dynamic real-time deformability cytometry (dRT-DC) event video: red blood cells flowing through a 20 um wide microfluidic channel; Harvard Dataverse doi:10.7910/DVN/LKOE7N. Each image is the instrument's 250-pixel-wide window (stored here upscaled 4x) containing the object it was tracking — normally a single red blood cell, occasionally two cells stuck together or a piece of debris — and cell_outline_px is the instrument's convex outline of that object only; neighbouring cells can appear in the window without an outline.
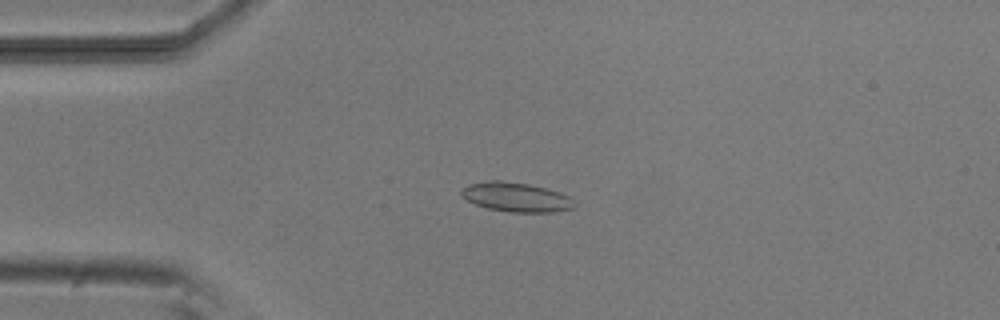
{"species": "common noctule bat (a hibernating species)", "species_latin": "Nyctalus noctula", "temperature_condition": "room temperature", "stored_images_in_passage": 7, "camera_frame_rate_fps": 3000, "um_per_image_px": 0.085, "animal": {"sex": "male", "body_mass_g": 20.5, "forearm_length_mm": 52.5}, "frame": {"image": 1, "passage_image": 2, "time_ms": 1.333, "image_size_px": [1000, 320], "cell_outline_px": [[576, 204], [572, 208], [552, 212], [512, 212], [488, 208], [476, 204], [460, 196], [460, 188], [468, 184], [488, 180], [500, 180], [528, 184], [560, 192], [568, 196]], "centroid_in_image_um": [43.82, 16.74], "position_along_channel_um": 41.2, "area_um2": 19.25}}
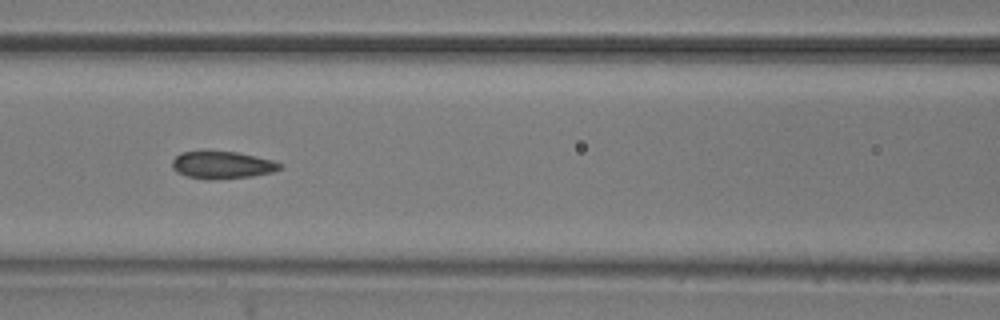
{"frame": {"image": 2, "passage_image": 5, "time_ms": 4.667, "image_size_px": [1000, 320], "cell_outline_px": [[280, 168], [272, 172], [252, 176], [208, 180], [188, 176], [176, 172], [172, 168], [172, 160], [180, 152], [204, 148], [208, 148], [236, 152], [256, 156], [272, 160], [280, 164]], "centroid_in_image_um": [18.79, 13.97], "position_along_channel_um": 147.8, "area_um2": 17.74}}
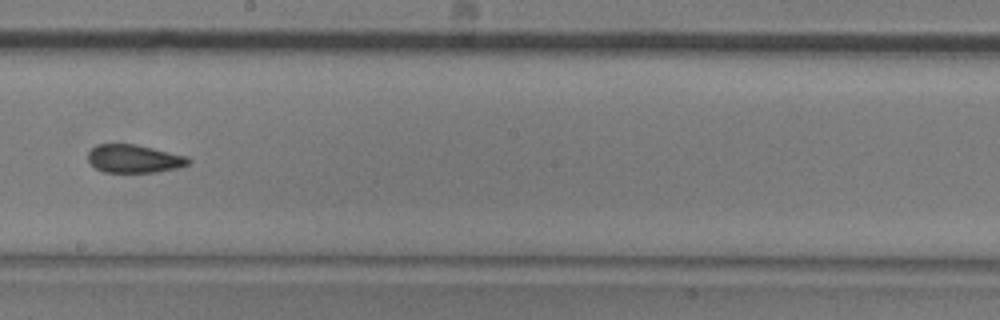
{"frame": {"image": 3, "passage_image": 7, "time_ms": 7.0, "image_size_px": [1000, 320], "cell_outline_px": [[192, 160], [188, 164], [176, 168], [156, 172], [104, 172], [96, 168], [88, 160], [88, 152], [96, 144], [136, 144], [188, 156]], "centroid_in_image_um": [11.41, 13.48], "position_along_channel_um": 236.8, "area_um2": 16.47}}